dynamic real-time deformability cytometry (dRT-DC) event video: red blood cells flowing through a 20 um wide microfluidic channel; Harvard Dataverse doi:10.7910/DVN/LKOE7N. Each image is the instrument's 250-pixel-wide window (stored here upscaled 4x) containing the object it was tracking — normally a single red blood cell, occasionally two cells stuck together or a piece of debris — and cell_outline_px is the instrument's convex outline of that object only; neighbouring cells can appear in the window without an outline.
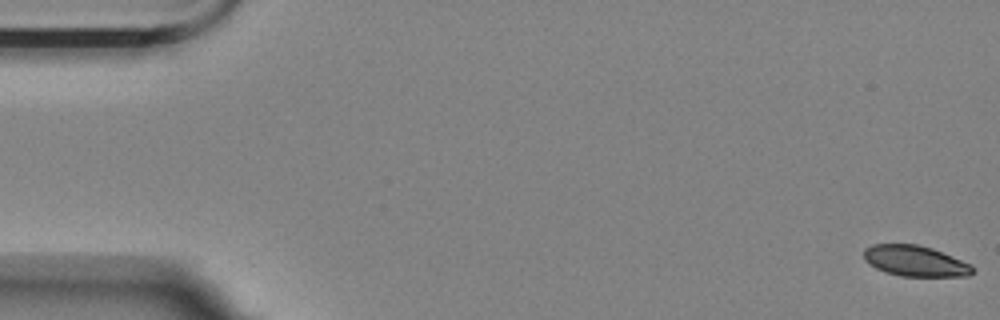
{"species": "Egyptian fruit bat (a non-hibernating species)", "species_latin": "Rousettus aegyptiacus", "temperature_condition": "room temperature", "stored_images_in_passage": 57, "camera_frame_rate_fps": 3000, "um_per_image_px": 0.085, "animal": {"sex": "female"}, "frame": {"image": 1, "passage_image": 1, "time_ms": 0.0, "image_size_px": [1000, 320], "cell_outline_px": [[972, 272], [968, 276], [900, 276], [884, 272], [876, 268], [864, 260], [864, 248], [872, 244], [916, 244], [932, 248], [972, 264]], "centroid_in_image_um": [77.76, 22.18], "position_along_channel_um": 7.2, "area_um2": 19.48}}
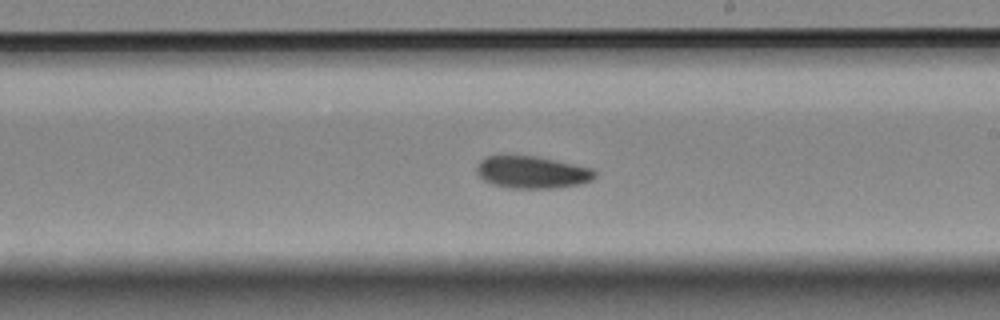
{"frame": {"image": 2, "passage_image": 33, "time_ms": 10.667, "image_size_px": [1000, 320], "cell_outline_px": [[596, 176], [592, 180], [584, 184], [556, 188], [512, 188], [492, 184], [484, 180], [476, 172], [476, 164], [484, 156], [536, 156], [592, 168], [596, 172]], "centroid_in_image_um": [45.24, 14.65], "position_along_channel_um": 243.8, "area_um2": 22.31}}
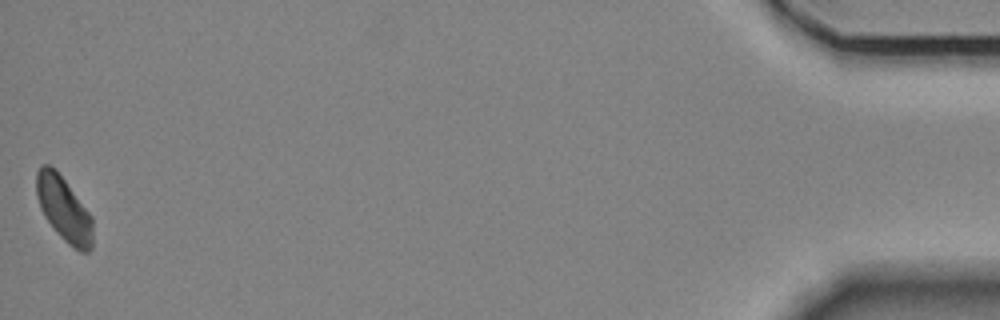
{"frame": {"image": 3, "passage_image": 57, "time_ms": 18.667, "image_size_px": [1000, 320], "cell_outline_px": [[92, 248], [88, 252], [80, 252], [72, 248], [56, 232], [44, 216], [40, 208], [36, 196], [36, 172], [40, 164], [48, 164], [64, 180], [92, 216]], "centroid_in_image_um": [5.41, 17.8], "position_along_channel_um": 429.8, "area_um2": 21.1}, "authors_computed_cell_mechanics": {"area_um2": 21.7328, "velocity_mm_per_s": 3.4978, "shape_relaxation_time_tau1_ms": 5.3125, "shape_relaxation_time_tau2_ms": null, "deformation_change_tau1": 0.0977, "deformation_change_tau2": null}}